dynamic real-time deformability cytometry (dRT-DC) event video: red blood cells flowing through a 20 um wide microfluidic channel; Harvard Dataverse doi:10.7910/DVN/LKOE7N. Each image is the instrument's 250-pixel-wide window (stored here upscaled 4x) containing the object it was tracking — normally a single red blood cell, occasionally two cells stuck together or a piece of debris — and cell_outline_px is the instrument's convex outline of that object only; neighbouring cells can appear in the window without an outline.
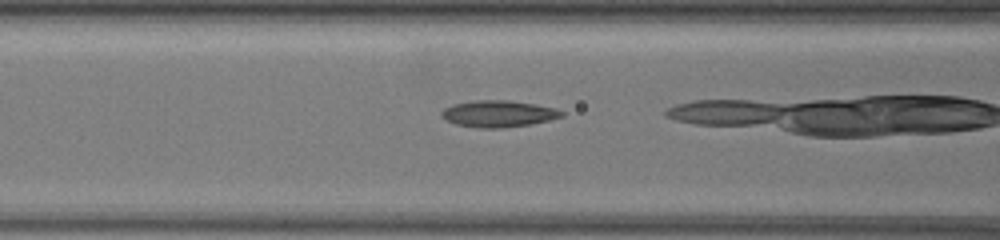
{"species": "common noctule bat (a hibernating species)", "species_latin": "Nyctalus noctula", "temperature_condition": "warm", "stored_images_in_passage": 40, "camera_frame_rate_fps": 3000, "um_per_image_px": 0.085, "animal": {"sex": "female", "body_mass_g": 19.5, "forearm_length_mm": 54.1}, "frame": {"image": 1, "passage_image": 15, "time_ms": 4.667, "image_size_px": [1000, 240], "cell_outline_px": [[564, 116], [548, 120], [528, 124], [500, 128], [476, 128], [456, 124], [440, 116], [440, 112], [444, 108], [452, 104], [472, 100], [508, 100], [536, 104], [556, 108], [564, 112]], "centroid_in_image_um": [42.34, 9.65], "position_along_channel_um": 124.3, "area_um2": 18.67}}
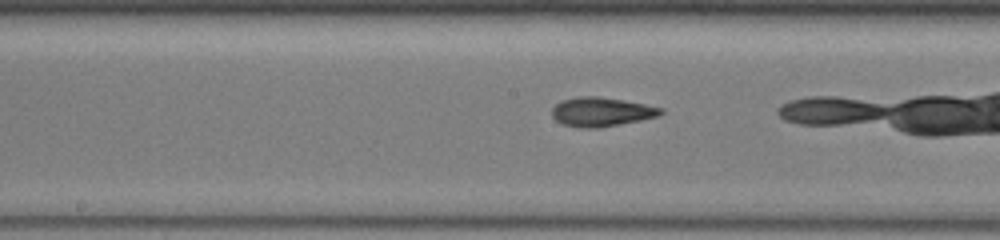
{"frame": {"image": 2, "passage_image": 22, "time_ms": 7.0, "image_size_px": [1000, 240], "cell_outline_px": [[664, 112], [660, 116], [600, 128], [580, 128], [564, 124], [556, 120], [552, 116], [552, 108], [556, 104], [564, 100], [580, 96], [596, 96], [644, 104], [664, 108]], "centroid_in_image_um": [51.13, 9.52], "position_along_channel_um": 197.1, "area_um2": 18.32}}
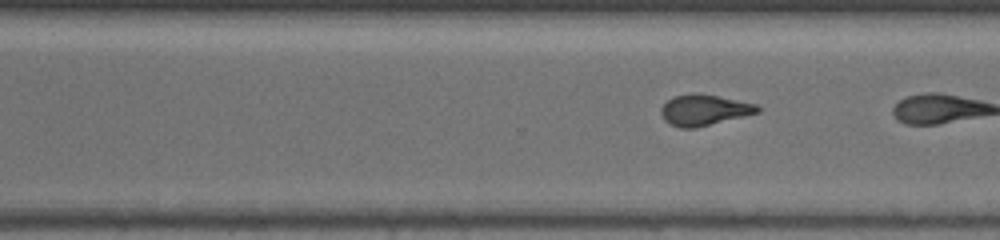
{"frame": {"image": 3, "passage_image": 33, "time_ms": 10.667, "image_size_px": [1000, 240], "cell_outline_px": [[760, 112], [696, 128], [680, 128], [668, 124], [664, 120], [660, 112], [660, 108], [668, 100], [676, 96], [692, 92], [716, 96], [756, 104], [760, 108]], "centroid_in_image_um": [59.81, 9.36], "position_along_channel_um": 310.8, "area_um2": 17.28}}